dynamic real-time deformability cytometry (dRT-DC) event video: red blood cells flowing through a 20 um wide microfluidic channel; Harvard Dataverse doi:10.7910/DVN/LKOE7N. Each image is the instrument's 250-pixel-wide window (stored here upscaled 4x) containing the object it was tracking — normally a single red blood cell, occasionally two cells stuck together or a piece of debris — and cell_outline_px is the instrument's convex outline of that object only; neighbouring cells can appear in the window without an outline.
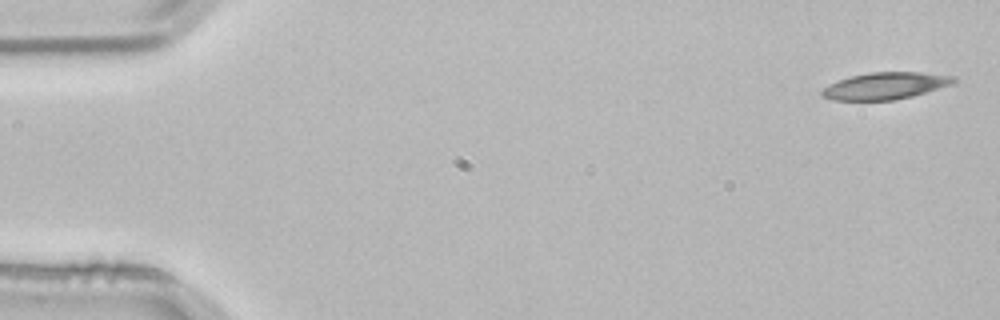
{"species": "common noctule bat (a hibernating species)", "species_latin": "Nyctalus noctula", "temperature_condition": "room temperature", "stored_images_in_passage": 4, "camera_frame_rate_fps": 3000, "um_per_image_px": 0.085, "animal": {"sex": "male", "body_mass_g": 21.5, "forearm_length_mm": 52.0}, "frame": {"image": 1, "passage_image": 1, "time_ms": 0.0, "image_size_px": [1000, 320], "cell_outline_px": [[956, 80], [948, 84], [912, 96], [892, 100], [832, 100], [820, 96], [820, 92], [824, 88], [840, 80], [852, 76], [872, 72], [920, 72], [952, 76]], "centroid_in_image_um": [75.18, 7.3], "position_along_channel_um": 9.8, "area_um2": 20.06}}
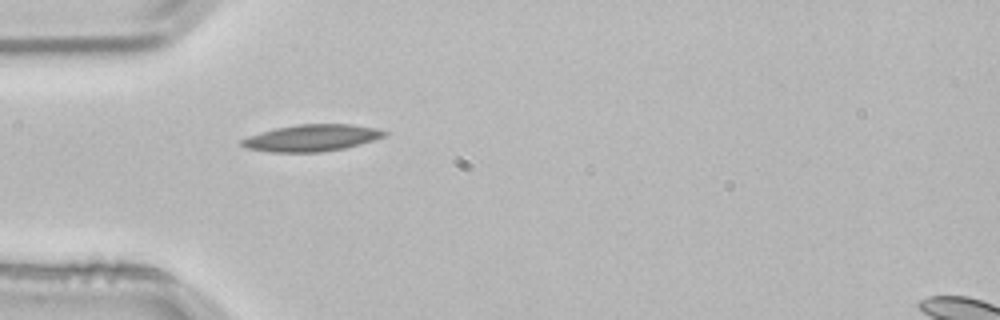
{"frame": {"image": 2, "passage_image": 4, "time_ms": 1.0, "image_size_px": [1000, 320], "cell_outline_px": [[388, 132], [384, 136], [360, 144], [344, 148], [320, 152], [268, 152], [244, 148], [240, 144], [240, 140], [248, 136], [276, 128], [296, 124], [352, 124], [376, 128]], "centroid_in_image_um": [26.45, 11.72], "position_along_channel_um": 58.5, "area_um2": 22.2}}